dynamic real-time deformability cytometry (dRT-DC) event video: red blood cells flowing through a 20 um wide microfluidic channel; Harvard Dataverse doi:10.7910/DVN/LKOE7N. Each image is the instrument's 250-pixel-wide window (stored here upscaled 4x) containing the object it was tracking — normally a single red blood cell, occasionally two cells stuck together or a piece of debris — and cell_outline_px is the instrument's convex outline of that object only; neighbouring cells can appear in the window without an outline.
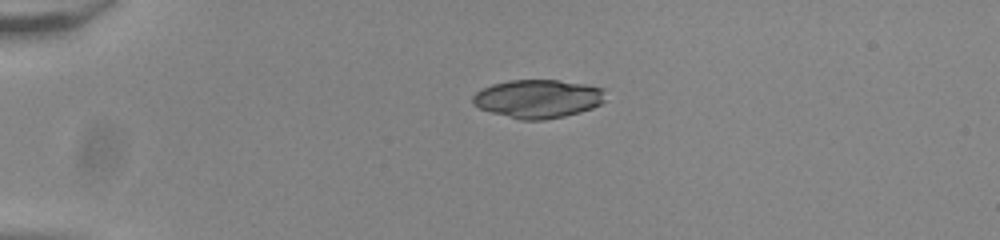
{"species": "common noctule bat (a hibernating species)", "species_latin": "Nyctalus noctula", "temperature_condition": "room temperature", "stored_images_in_passage": 42, "camera_frame_rate_fps": 3000, "um_per_image_px": 0.085, "animal": {"sex": "male", "body_mass_g": 20.0, "forearm_length_mm": 53.3}, "frame": {"image": 1, "passage_image": 1, "time_ms": 0.0, "image_size_px": [1000, 240], "cell_outline_px": [[604, 100], [600, 104], [592, 108], [580, 112], [564, 116], [544, 120], [520, 120], [492, 112], [480, 108], [472, 104], [472, 96], [476, 92], [492, 84], [508, 80], [560, 80], [584, 84], [604, 88]], "centroid_in_image_um": [45.72, 8.39], "position_along_channel_um": 39.3, "area_um2": 29.71}}